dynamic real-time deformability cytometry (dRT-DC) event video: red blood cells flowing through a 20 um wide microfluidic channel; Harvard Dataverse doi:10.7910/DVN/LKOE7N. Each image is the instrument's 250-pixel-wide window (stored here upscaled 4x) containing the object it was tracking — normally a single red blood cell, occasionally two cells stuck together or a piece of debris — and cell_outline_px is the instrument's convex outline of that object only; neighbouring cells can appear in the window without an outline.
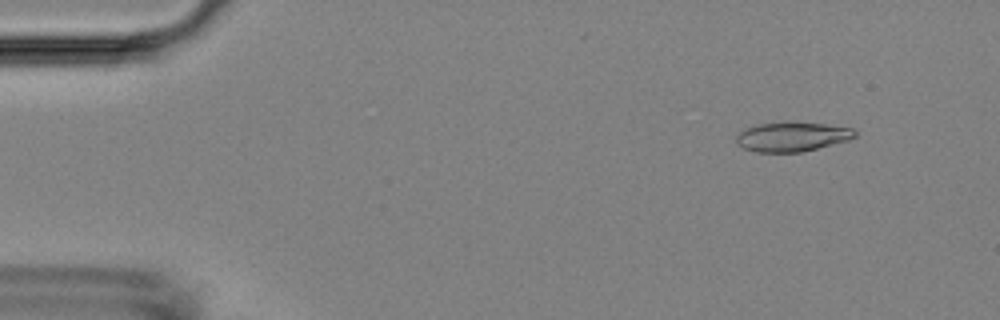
{"species": "Egyptian fruit bat (a non-hibernating species)", "species_latin": "Rousettus aegyptiacus", "temperature_condition": "room temperature", "stored_images_in_passage": 53, "camera_frame_rate_fps": 3000, "um_per_image_px": 0.085, "animal": {"sex": "female"}, "frame": {"image": 1, "passage_image": 5, "time_ms": 1.333, "image_size_px": [1000, 320], "cell_outline_px": [[856, 136], [848, 140], [800, 152], [756, 152], [744, 148], [736, 144], [736, 136], [744, 128], [760, 124], [788, 120], [824, 124], [856, 128]], "centroid_in_image_um": [67.32, 11.59], "position_along_channel_um": 17.7, "area_um2": 20.63}}
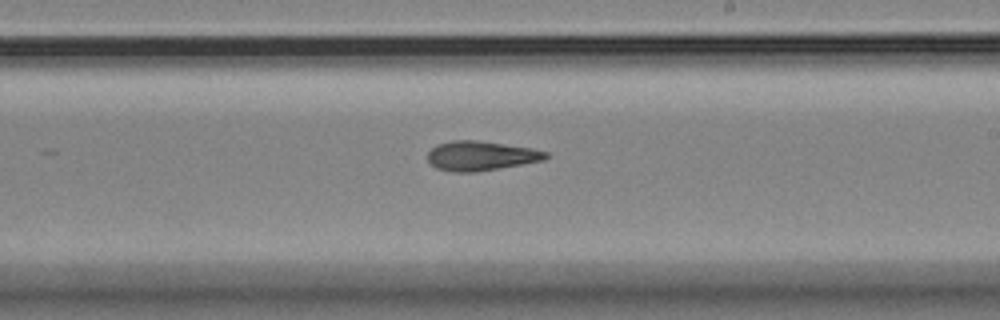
{"frame": {"image": 2, "passage_image": 31, "time_ms": 10.0, "image_size_px": [1000, 320], "cell_outline_px": [[548, 156], [544, 160], [476, 172], [452, 172], [436, 168], [428, 160], [428, 152], [436, 144], [452, 140], [476, 140], [532, 148], [548, 152]], "centroid_in_image_um": [40.85, 13.24], "position_along_channel_um": 248.1, "area_um2": 20.23}}
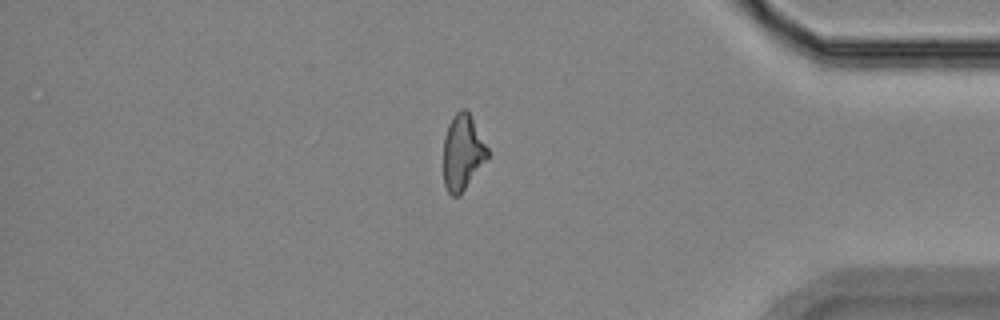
{"frame": {"image": 3, "passage_image": 45, "time_ms": 14.667, "image_size_px": [1000, 320], "cell_outline_px": [[488, 156], [460, 196], [452, 196], [448, 192], [444, 184], [444, 136], [448, 124], [452, 116], [460, 108], [468, 108], [488, 148]], "centroid_in_image_um": [39.31, 12.9], "position_along_channel_um": 395.9, "area_um2": 19.54}, "authors_computed_cell_mechanics": {"area_um2": 20.4612, "velocity_mm_per_s": 3.7479, "shape_relaxation_time_tau1_ms": 8.2789, "shape_relaxation_time_tau2_ms": 3.8545, "deformation_change_tau1": 0.2102, "deformation_change_tau2": 0.1399}}